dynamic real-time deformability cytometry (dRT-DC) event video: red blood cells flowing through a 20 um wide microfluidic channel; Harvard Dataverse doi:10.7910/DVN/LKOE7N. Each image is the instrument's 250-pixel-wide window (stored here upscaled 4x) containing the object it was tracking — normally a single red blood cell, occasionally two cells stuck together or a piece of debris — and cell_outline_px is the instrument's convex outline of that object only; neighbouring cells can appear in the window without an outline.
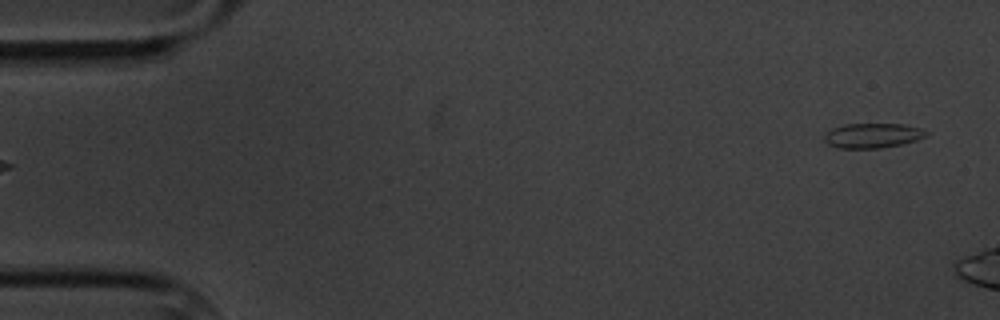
{"species": "common noctule bat (a hibernating species)", "species_latin": "Nyctalus noctula", "temperature_condition": "cold", "stored_images_in_passage": 6, "segment_of_instrument_passage": [2, 2], "camera_frame_rate_fps": 3000, "um_per_image_px": 0.085, "animal": {"sex": "male", "body_mass_g": 20.1, "forearm_length_mm": 53.5}, "frame": {"image": 1, "passage_image": 6, "time_ms": 5.667, "image_size_px": [1000, 320], "cell_outline_px": [[928, 136], [916, 140], [900, 144], [880, 148], [840, 148], [828, 144], [824, 140], [824, 136], [832, 128], [844, 124], [900, 124], [920, 128], [928, 132]], "centroid_in_image_um": [74.17, 11.52], "position_along_channel_um": 10.8, "area_um2": 14.57}}